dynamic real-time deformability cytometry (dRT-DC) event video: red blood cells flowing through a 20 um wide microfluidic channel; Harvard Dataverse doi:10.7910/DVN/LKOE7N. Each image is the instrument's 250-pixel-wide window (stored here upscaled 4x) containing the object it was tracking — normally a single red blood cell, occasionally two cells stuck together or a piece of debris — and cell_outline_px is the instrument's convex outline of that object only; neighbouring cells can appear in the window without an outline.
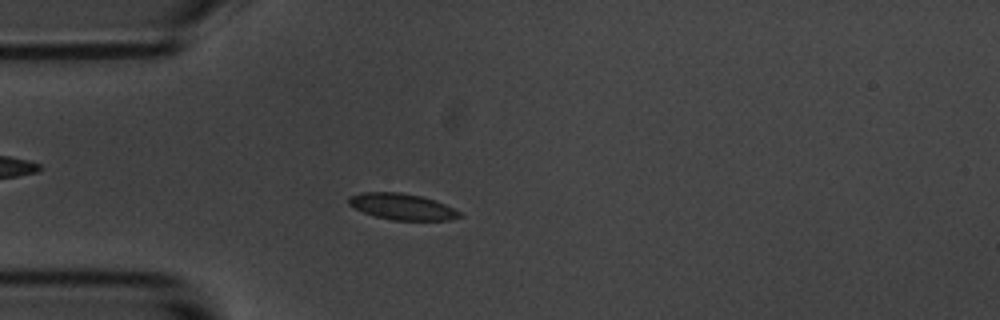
{"species": "common noctule bat (a hibernating species)", "species_latin": "Nyctalus noctula", "temperature_condition": "room temperature", "stored_images_in_passage": 56, "camera_frame_rate_fps": 3000, "um_per_image_px": 0.085, "animal": {"sex": "male", "body_mass_g": 20.1, "forearm_length_mm": 53.5}, "frame": {"image": 1, "passage_image": 15, "time_ms": 4.667, "image_size_px": [1000, 320], "cell_outline_px": [[460, 216], [452, 220], [392, 220], [376, 216], [364, 212], [348, 204], [348, 196], [360, 192], [400, 192], [420, 196], [436, 200], [460, 212]], "centroid_in_image_um": [34.15, 17.55], "position_along_channel_um": 50.8, "area_um2": 16.82}}
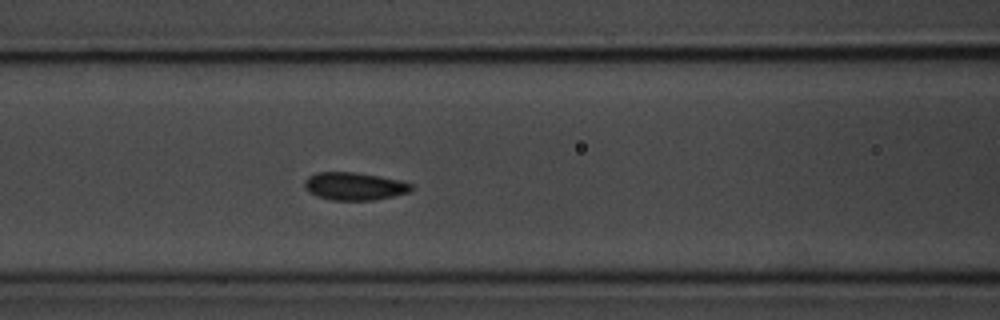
{"frame": {"image": 2, "passage_image": 23, "time_ms": 7.333, "image_size_px": [1000, 320], "cell_outline_px": [[412, 188], [408, 192], [392, 196], [372, 200], [332, 200], [316, 196], [308, 192], [304, 188], [304, 180], [308, 176], [316, 172], [352, 172], [380, 176], [400, 180], [412, 184]], "centroid_in_image_um": [30.06, 15.82], "position_along_channel_um": 136.5, "area_um2": 17.28}}
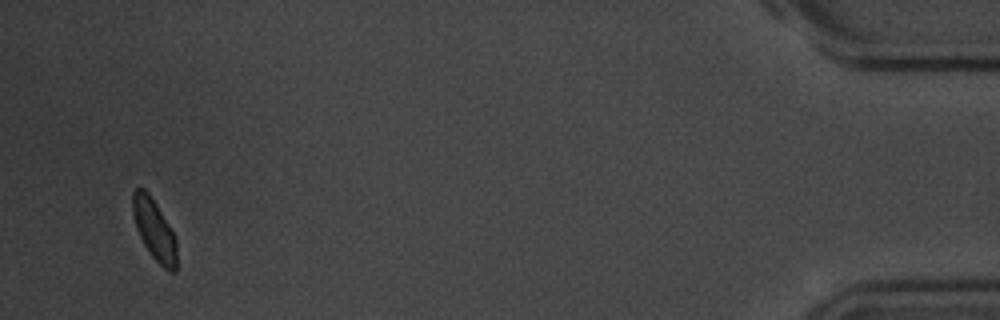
{"frame": {"image": 3, "passage_image": 54, "time_ms": 17.667, "image_size_px": [1000, 320], "cell_outline_px": [[176, 272], [172, 272], [164, 268], [152, 256], [144, 244], [136, 228], [132, 212], [132, 192], [136, 188], [144, 188], [148, 192], [156, 204], [172, 232], [176, 240]], "centroid_in_image_um": [13.09, 19.51], "position_along_channel_um": 422.1, "area_um2": 15.32}, "authors_computed_cell_mechanics": {"area_um2": 16.7042, "velocity_mm_per_s": 3.5485, "shape_relaxation_time_tau1_ms": 8.1945, "shape_relaxation_time_tau2_ms": null, "deformation_change_tau1": 0.1995, "deformation_change_tau2": null}}